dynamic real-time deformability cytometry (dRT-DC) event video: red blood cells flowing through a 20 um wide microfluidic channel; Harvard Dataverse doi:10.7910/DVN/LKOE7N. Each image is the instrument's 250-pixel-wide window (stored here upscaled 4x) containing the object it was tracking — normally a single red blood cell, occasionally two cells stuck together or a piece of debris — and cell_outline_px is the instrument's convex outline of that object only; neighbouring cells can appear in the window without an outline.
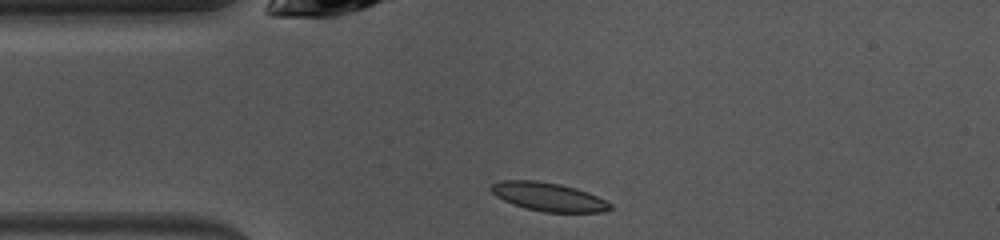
{"species": "common noctule bat (a hibernating species)", "species_latin": "Nyctalus noctula", "temperature_condition": "warm", "stored_images_in_passage": 39, "camera_frame_rate_fps": 3000, "um_per_image_px": 0.085, "animal": {"sex": "female", "body_mass_g": 10.0, "forearm_length_mm": 53.1}, "frame": {"image": 1, "passage_image": 1, "time_ms": 0.0, "image_size_px": [1000, 240], "cell_outline_px": [[612, 208], [604, 212], [544, 212], [524, 208], [512, 204], [496, 196], [488, 188], [492, 184], [500, 180], [536, 180], [560, 184], [576, 188], [588, 192], [612, 204]], "centroid_in_image_um": [46.59, 16.73], "position_along_channel_um": 38.4, "area_um2": 19.88}}
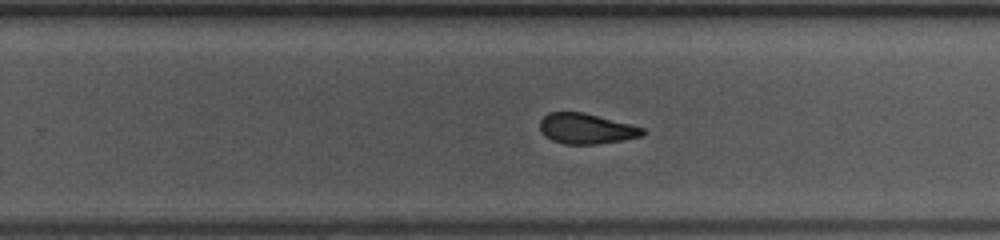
{"frame": {"image": 2, "passage_image": 20, "time_ms": 6.333, "image_size_px": [1000, 240], "cell_outline_px": [[644, 132], [640, 136], [620, 140], [596, 144], [564, 144], [552, 140], [544, 136], [540, 132], [540, 120], [548, 112], [584, 112], [632, 124], [644, 128]], "centroid_in_image_um": [49.79, 10.92], "position_along_channel_um": 280.0, "area_um2": 18.21}}
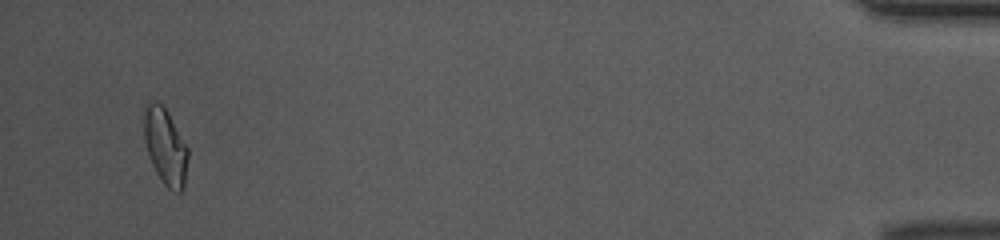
{"frame": {"image": 3, "passage_image": 37, "time_ms": 12.0, "image_size_px": [1000, 240], "cell_outline_px": [[188, 156], [184, 188], [180, 192], [172, 192], [164, 184], [156, 172], [152, 164], [144, 140], [140, 112], [144, 104], [160, 104], [168, 112], [188, 148]], "centroid_in_image_um": [14.01, 12.44], "position_along_channel_um": 421.2, "area_um2": 19.83}, "authors_computed_cell_mechanics": {"area_um2": 19.1318, "velocity_mm_per_s": 4.0536, "shape_relaxation_time_tau1_ms": 2.9122, "shape_relaxation_time_tau2_ms": 1.6124, "deformation_change_tau1": 0.1278, "deformation_change_tau2": 0.0886}}